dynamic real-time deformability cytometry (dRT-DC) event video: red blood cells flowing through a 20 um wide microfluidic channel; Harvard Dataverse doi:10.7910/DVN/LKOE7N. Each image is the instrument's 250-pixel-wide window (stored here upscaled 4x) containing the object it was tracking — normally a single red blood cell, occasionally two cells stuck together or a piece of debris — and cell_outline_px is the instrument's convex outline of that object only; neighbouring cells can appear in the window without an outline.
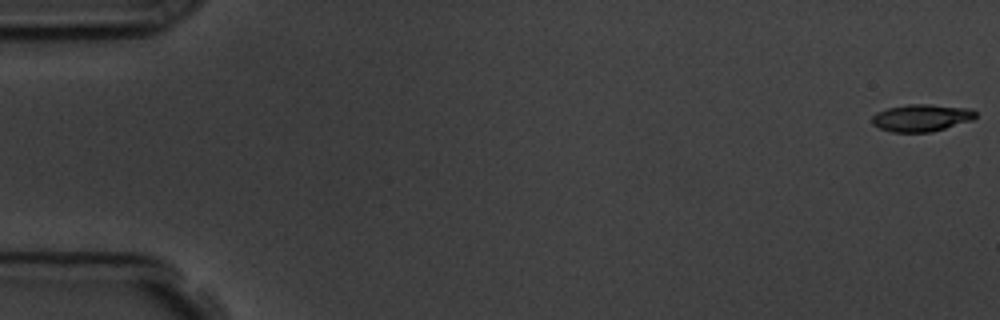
{"species": "common noctule bat (a hibernating species)", "species_latin": "Nyctalus noctula", "temperature_condition": "room temperature", "stored_images_in_passage": 17, "camera_frame_rate_fps": 3000, "um_per_image_px": 0.085, "animal": {"sex": "male", "body_mass_g": 19.5, "forearm_length_mm": 54.6}, "frame": {"image": 1, "passage_image": 1, "time_ms": 0.0, "image_size_px": [1000, 320], "cell_outline_px": [[976, 116], [972, 120], [932, 132], [892, 132], [880, 128], [872, 124], [872, 116], [876, 112], [888, 108], [908, 104], [928, 104], [972, 108], [976, 112]], "centroid_in_image_um": [78.33, 10.01], "position_along_channel_um": 6.7, "area_um2": 16.47}}
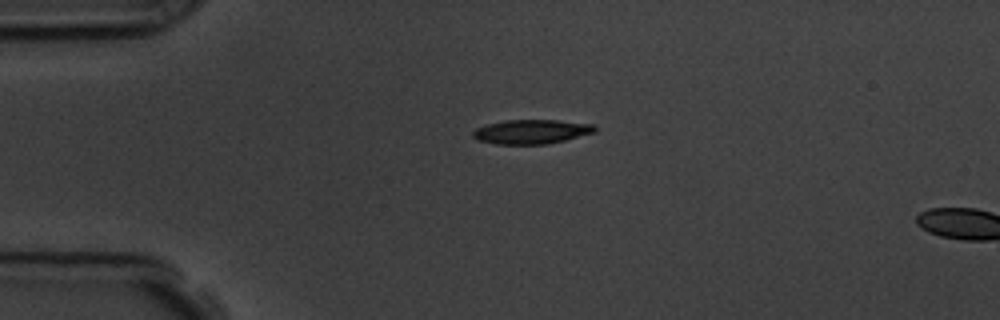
{"frame": {"image": 2, "passage_image": 14, "time_ms": 4.333, "image_size_px": [1000, 320], "cell_outline_px": [[596, 132], [564, 140], [544, 144], [496, 144], [476, 140], [472, 136], [472, 132], [476, 128], [488, 124], [504, 120], [556, 120], [596, 124]], "centroid_in_image_um": [45.17, 11.19], "position_along_channel_um": 39.8, "area_um2": 17.28}}